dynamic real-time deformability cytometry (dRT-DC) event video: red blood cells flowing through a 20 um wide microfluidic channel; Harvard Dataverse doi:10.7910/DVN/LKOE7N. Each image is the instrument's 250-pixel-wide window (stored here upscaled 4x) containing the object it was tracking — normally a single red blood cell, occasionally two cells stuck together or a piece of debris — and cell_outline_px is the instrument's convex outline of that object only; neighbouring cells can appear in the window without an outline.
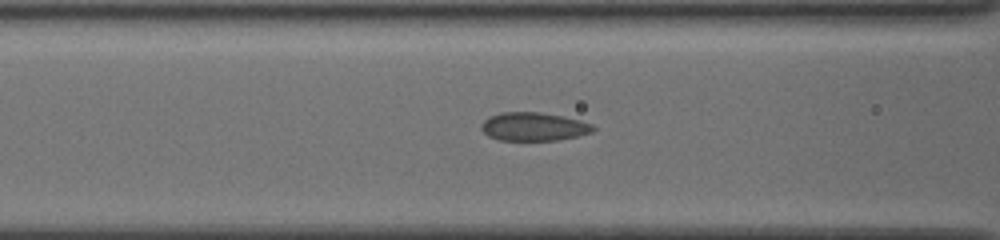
{"species": "common noctule bat (a hibernating species)", "species_latin": "Nyctalus noctula", "temperature_condition": "cold", "stored_images_in_passage": 26, "camera_frame_rate_fps": 3000, "um_per_image_px": 0.085, "animal": {"sex": "female", "body_mass_g": 19.5, "forearm_length_mm": 54.1}, "frame": {"image": 1, "passage_image": 14, "time_ms": 4.333, "image_size_px": [1000, 240], "cell_outline_px": [[596, 128], [592, 132], [576, 136], [556, 140], [500, 140], [488, 136], [480, 128], [480, 124], [488, 116], [500, 112], [540, 112], [564, 116], [580, 120], [592, 124]], "centroid_in_image_um": [45.34, 10.75], "position_along_channel_um": 121.3, "area_um2": 18.61}}
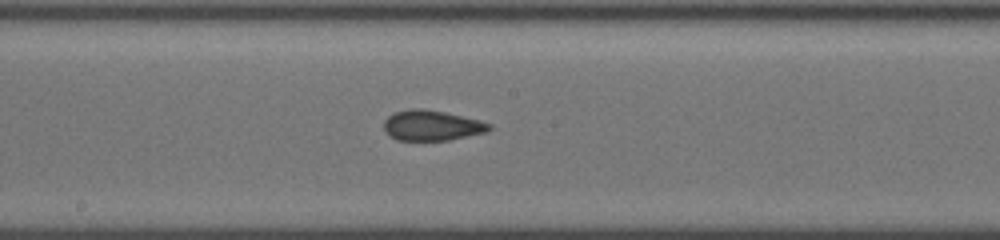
{"frame": {"image": 2, "passage_image": 21, "time_ms": 6.667, "image_size_px": [1000, 240], "cell_outline_px": [[492, 128], [484, 132], [448, 140], [396, 140], [388, 136], [384, 132], [384, 120], [388, 116], [396, 112], [412, 108], [424, 108], [444, 112], [480, 120], [492, 124]], "centroid_in_image_um": [36.66, 10.66], "position_along_channel_um": 211.5, "area_um2": 18.61}}
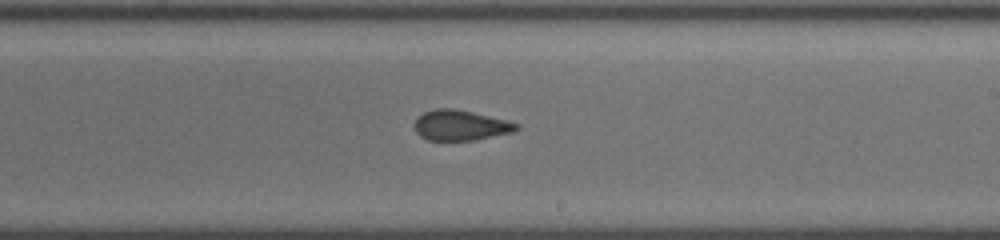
{"frame": {"image": 3, "passage_image": 24, "time_ms": 7.667, "image_size_px": [1000, 240], "cell_outline_px": [[520, 128], [512, 132], [476, 140], [428, 140], [420, 136], [416, 132], [412, 124], [416, 116], [424, 112], [436, 108], [452, 108], [472, 112], [508, 120], [520, 124]], "centroid_in_image_um": [39.11, 10.64], "position_along_channel_um": 249.9, "area_um2": 18.26}}